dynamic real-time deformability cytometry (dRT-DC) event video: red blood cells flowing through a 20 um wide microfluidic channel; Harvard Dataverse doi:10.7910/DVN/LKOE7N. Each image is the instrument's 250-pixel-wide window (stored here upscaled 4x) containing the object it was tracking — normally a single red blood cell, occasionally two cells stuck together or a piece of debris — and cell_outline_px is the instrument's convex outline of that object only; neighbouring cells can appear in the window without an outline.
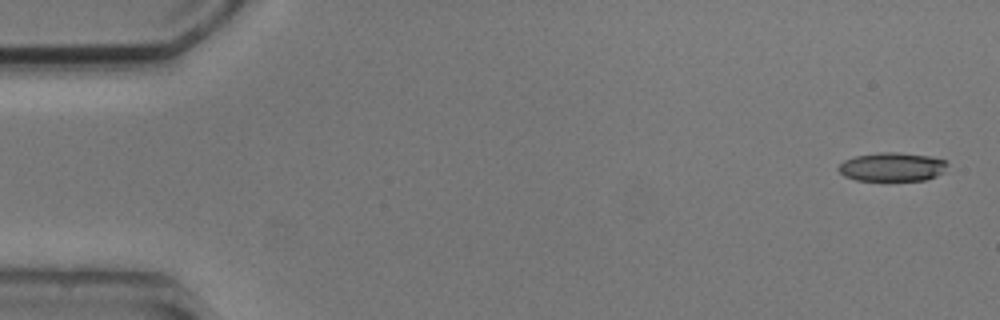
{"species": "common noctule bat (a hibernating species)", "species_latin": "Nyctalus noctula", "temperature_condition": "cold", "stored_images_in_passage": 4, "segment_of_instrument_passage": [2, 2], "camera_frame_rate_fps": 3000, "um_per_image_px": 0.085, "animal": {"sex": "male", "body_mass_g": 20.5, "forearm_length_mm": 52.5}, "frame": {"image": 1, "passage_image": 4, "time_ms": 5.333, "image_size_px": [1000, 320], "cell_outline_px": [[948, 164], [944, 172], [936, 176], [924, 180], [856, 180], [844, 176], [836, 168], [844, 160], [856, 156], [880, 152], [896, 152], [928, 156], [944, 160]], "centroid_in_image_um": [75.82, 14.19], "position_along_channel_um": 9.2, "area_um2": 18.15}}